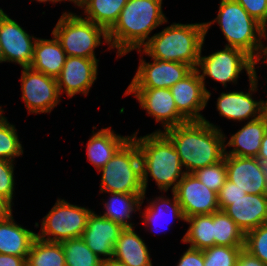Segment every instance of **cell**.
I'll return each mask as SVG.
<instances>
[{
	"mask_svg": "<svg viewBox=\"0 0 267 266\" xmlns=\"http://www.w3.org/2000/svg\"><path fill=\"white\" fill-rule=\"evenodd\" d=\"M163 133L174 144L186 173H193L224 159L225 133L220 126L206 118L202 121H187Z\"/></svg>",
	"mask_w": 267,
	"mask_h": 266,
	"instance_id": "cell-1",
	"label": "cell"
},
{
	"mask_svg": "<svg viewBox=\"0 0 267 266\" xmlns=\"http://www.w3.org/2000/svg\"><path fill=\"white\" fill-rule=\"evenodd\" d=\"M163 0H128L114 26L108 31L111 49L120 58L141 49L157 27L168 22L162 10Z\"/></svg>",
	"mask_w": 267,
	"mask_h": 266,
	"instance_id": "cell-2",
	"label": "cell"
},
{
	"mask_svg": "<svg viewBox=\"0 0 267 266\" xmlns=\"http://www.w3.org/2000/svg\"><path fill=\"white\" fill-rule=\"evenodd\" d=\"M131 134L139 148L144 195L148 188L149 176L155 181L160 192H173L186 172L174 144L163 132H152L144 136ZM172 187V188H171Z\"/></svg>",
	"mask_w": 267,
	"mask_h": 266,
	"instance_id": "cell-3",
	"label": "cell"
},
{
	"mask_svg": "<svg viewBox=\"0 0 267 266\" xmlns=\"http://www.w3.org/2000/svg\"><path fill=\"white\" fill-rule=\"evenodd\" d=\"M217 17L205 23V36L209 28L218 23L227 43L225 47H234L245 51L258 64L265 65L267 56V30L235 0H220ZM264 40V41H263ZM262 60V61H261Z\"/></svg>",
	"mask_w": 267,
	"mask_h": 266,
	"instance_id": "cell-4",
	"label": "cell"
},
{
	"mask_svg": "<svg viewBox=\"0 0 267 266\" xmlns=\"http://www.w3.org/2000/svg\"><path fill=\"white\" fill-rule=\"evenodd\" d=\"M205 37L204 22H174L153 34L141 50L151 59L181 62L196 69Z\"/></svg>",
	"mask_w": 267,
	"mask_h": 266,
	"instance_id": "cell-5",
	"label": "cell"
},
{
	"mask_svg": "<svg viewBox=\"0 0 267 266\" xmlns=\"http://www.w3.org/2000/svg\"><path fill=\"white\" fill-rule=\"evenodd\" d=\"M51 34L58 39L67 56L97 59L95 49L104 43L112 50L108 32L103 27L69 10L62 13Z\"/></svg>",
	"mask_w": 267,
	"mask_h": 266,
	"instance_id": "cell-6",
	"label": "cell"
},
{
	"mask_svg": "<svg viewBox=\"0 0 267 266\" xmlns=\"http://www.w3.org/2000/svg\"><path fill=\"white\" fill-rule=\"evenodd\" d=\"M98 172L100 194H144L139 148L131 137Z\"/></svg>",
	"mask_w": 267,
	"mask_h": 266,
	"instance_id": "cell-7",
	"label": "cell"
},
{
	"mask_svg": "<svg viewBox=\"0 0 267 266\" xmlns=\"http://www.w3.org/2000/svg\"><path fill=\"white\" fill-rule=\"evenodd\" d=\"M200 51V57L196 70L198 71L200 78L203 82L204 88L207 92V101L211 98V92L206 88V78L210 77L213 81L220 82L222 86L227 87V83H238L239 75L246 72L248 81L257 74L256 71L259 66L258 63L245 51L234 48L225 47L222 50L212 52L210 55L202 56V49ZM207 76V77H206Z\"/></svg>",
	"mask_w": 267,
	"mask_h": 266,
	"instance_id": "cell-8",
	"label": "cell"
},
{
	"mask_svg": "<svg viewBox=\"0 0 267 266\" xmlns=\"http://www.w3.org/2000/svg\"><path fill=\"white\" fill-rule=\"evenodd\" d=\"M92 211L87 207L70 204L66 199L57 198L51 210L42 218L37 238L57 243L80 238Z\"/></svg>",
	"mask_w": 267,
	"mask_h": 266,
	"instance_id": "cell-9",
	"label": "cell"
},
{
	"mask_svg": "<svg viewBox=\"0 0 267 266\" xmlns=\"http://www.w3.org/2000/svg\"><path fill=\"white\" fill-rule=\"evenodd\" d=\"M21 98L25 103L28 114L51 113L60 105L61 96L57 79L47 76L30 67H22Z\"/></svg>",
	"mask_w": 267,
	"mask_h": 266,
	"instance_id": "cell-10",
	"label": "cell"
},
{
	"mask_svg": "<svg viewBox=\"0 0 267 266\" xmlns=\"http://www.w3.org/2000/svg\"><path fill=\"white\" fill-rule=\"evenodd\" d=\"M133 94L142 110L153 117L156 123H161L164 130L178 126L187 120L178 112L170 88H127L124 96Z\"/></svg>",
	"mask_w": 267,
	"mask_h": 266,
	"instance_id": "cell-11",
	"label": "cell"
},
{
	"mask_svg": "<svg viewBox=\"0 0 267 266\" xmlns=\"http://www.w3.org/2000/svg\"><path fill=\"white\" fill-rule=\"evenodd\" d=\"M137 52L141 57L139 66L127 88H171L193 70L191 66L181 62L158 59L146 62L141 55L142 50L138 49Z\"/></svg>",
	"mask_w": 267,
	"mask_h": 266,
	"instance_id": "cell-12",
	"label": "cell"
},
{
	"mask_svg": "<svg viewBox=\"0 0 267 266\" xmlns=\"http://www.w3.org/2000/svg\"><path fill=\"white\" fill-rule=\"evenodd\" d=\"M258 77L256 74L249 80L248 92H222L216 101L219 116L235 122L251 121L262 116L267 111V100L253 98L258 91Z\"/></svg>",
	"mask_w": 267,
	"mask_h": 266,
	"instance_id": "cell-13",
	"label": "cell"
},
{
	"mask_svg": "<svg viewBox=\"0 0 267 266\" xmlns=\"http://www.w3.org/2000/svg\"><path fill=\"white\" fill-rule=\"evenodd\" d=\"M36 39L0 8V44L3 62L30 67Z\"/></svg>",
	"mask_w": 267,
	"mask_h": 266,
	"instance_id": "cell-14",
	"label": "cell"
},
{
	"mask_svg": "<svg viewBox=\"0 0 267 266\" xmlns=\"http://www.w3.org/2000/svg\"><path fill=\"white\" fill-rule=\"evenodd\" d=\"M100 59L67 56L60 75L56 78L60 96L66 93L72 98L76 94L88 95L98 75Z\"/></svg>",
	"mask_w": 267,
	"mask_h": 266,
	"instance_id": "cell-15",
	"label": "cell"
},
{
	"mask_svg": "<svg viewBox=\"0 0 267 266\" xmlns=\"http://www.w3.org/2000/svg\"><path fill=\"white\" fill-rule=\"evenodd\" d=\"M173 192L181 205L185 219L220 210L217 193L201 183L192 173H186Z\"/></svg>",
	"mask_w": 267,
	"mask_h": 266,
	"instance_id": "cell-16",
	"label": "cell"
},
{
	"mask_svg": "<svg viewBox=\"0 0 267 266\" xmlns=\"http://www.w3.org/2000/svg\"><path fill=\"white\" fill-rule=\"evenodd\" d=\"M170 90L178 112L187 121L205 119L200 111H203L208 104L207 92L196 69L174 84Z\"/></svg>",
	"mask_w": 267,
	"mask_h": 266,
	"instance_id": "cell-17",
	"label": "cell"
},
{
	"mask_svg": "<svg viewBox=\"0 0 267 266\" xmlns=\"http://www.w3.org/2000/svg\"><path fill=\"white\" fill-rule=\"evenodd\" d=\"M218 204L244 234L267 223V194H245L238 200H218Z\"/></svg>",
	"mask_w": 267,
	"mask_h": 266,
	"instance_id": "cell-18",
	"label": "cell"
},
{
	"mask_svg": "<svg viewBox=\"0 0 267 266\" xmlns=\"http://www.w3.org/2000/svg\"><path fill=\"white\" fill-rule=\"evenodd\" d=\"M227 179L246 194H267L263 163L257 158L225 155Z\"/></svg>",
	"mask_w": 267,
	"mask_h": 266,
	"instance_id": "cell-19",
	"label": "cell"
},
{
	"mask_svg": "<svg viewBox=\"0 0 267 266\" xmlns=\"http://www.w3.org/2000/svg\"><path fill=\"white\" fill-rule=\"evenodd\" d=\"M124 228L92 211L81 236L86 245L102 260L112 258L114 246Z\"/></svg>",
	"mask_w": 267,
	"mask_h": 266,
	"instance_id": "cell-20",
	"label": "cell"
},
{
	"mask_svg": "<svg viewBox=\"0 0 267 266\" xmlns=\"http://www.w3.org/2000/svg\"><path fill=\"white\" fill-rule=\"evenodd\" d=\"M241 127L228 141V137L224 135L225 155L257 158L263 136L267 131V111L259 118L245 122ZM227 147L232 149L228 151Z\"/></svg>",
	"mask_w": 267,
	"mask_h": 266,
	"instance_id": "cell-21",
	"label": "cell"
},
{
	"mask_svg": "<svg viewBox=\"0 0 267 266\" xmlns=\"http://www.w3.org/2000/svg\"><path fill=\"white\" fill-rule=\"evenodd\" d=\"M171 193V199L163 195L156 196L155 199L150 198L149 200L151 201L147 199L148 205L144 207L145 209L143 212H141L142 207L140 206V213L142 214L140 216L142 218L141 223L147 228L146 230H151L158 234V232L165 231L172 223V220L175 221V218L177 220L185 221L181 205L179 204L175 193ZM163 226H165L164 228L166 229H163ZM156 227L159 228L156 229Z\"/></svg>",
	"mask_w": 267,
	"mask_h": 266,
	"instance_id": "cell-22",
	"label": "cell"
},
{
	"mask_svg": "<svg viewBox=\"0 0 267 266\" xmlns=\"http://www.w3.org/2000/svg\"><path fill=\"white\" fill-rule=\"evenodd\" d=\"M95 129L93 126L92 136L86 144V154L88 161L99 171L132 136L117 134L111 126L97 132H94Z\"/></svg>",
	"mask_w": 267,
	"mask_h": 266,
	"instance_id": "cell-23",
	"label": "cell"
},
{
	"mask_svg": "<svg viewBox=\"0 0 267 266\" xmlns=\"http://www.w3.org/2000/svg\"><path fill=\"white\" fill-rule=\"evenodd\" d=\"M13 213L0 220V254L27 257L37 233L18 224Z\"/></svg>",
	"mask_w": 267,
	"mask_h": 266,
	"instance_id": "cell-24",
	"label": "cell"
},
{
	"mask_svg": "<svg viewBox=\"0 0 267 266\" xmlns=\"http://www.w3.org/2000/svg\"><path fill=\"white\" fill-rule=\"evenodd\" d=\"M52 37V39L39 37L36 39L30 68L57 78L65 64L67 55L54 34Z\"/></svg>",
	"mask_w": 267,
	"mask_h": 266,
	"instance_id": "cell-25",
	"label": "cell"
},
{
	"mask_svg": "<svg viewBox=\"0 0 267 266\" xmlns=\"http://www.w3.org/2000/svg\"><path fill=\"white\" fill-rule=\"evenodd\" d=\"M149 251L134 227L124 228L114 246L113 257L126 266H153Z\"/></svg>",
	"mask_w": 267,
	"mask_h": 266,
	"instance_id": "cell-26",
	"label": "cell"
},
{
	"mask_svg": "<svg viewBox=\"0 0 267 266\" xmlns=\"http://www.w3.org/2000/svg\"><path fill=\"white\" fill-rule=\"evenodd\" d=\"M144 194H126L109 192L108 200L103 199V214L100 215L120 224L123 228H132L135 223L131 222L133 213L140 211L145 198ZM134 223V224H133Z\"/></svg>",
	"mask_w": 267,
	"mask_h": 266,
	"instance_id": "cell-27",
	"label": "cell"
},
{
	"mask_svg": "<svg viewBox=\"0 0 267 266\" xmlns=\"http://www.w3.org/2000/svg\"><path fill=\"white\" fill-rule=\"evenodd\" d=\"M189 227L181 241L188 247L204 250L214 246V213L193 215L185 219Z\"/></svg>",
	"mask_w": 267,
	"mask_h": 266,
	"instance_id": "cell-28",
	"label": "cell"
},
{
	"mask_svg": "<svg viewBox=\"0 0 267 266\" xmlns=\"http://www.w3.org/2000/svg\"><path fill=\"white\" fill-rule=\"evenodd\" d=\"M128 0H87L82 6L85 19L103 27L107 32L117 22Z\"/></svg>",
	"mask_w": 267,
	"mask_h": 266,
	"instance_id": "cell-29",
	"label": "cell"
},
{
	"mask_svg": "<svg viewBox=\"0 0 267 266\" xmlns=\"http://www.w3.org/2000/svg\"><path fill=\"white\" fill-rule=\"evenodd\" d=\"M27 266H66L61 243L36 238L27 256Z\"/></svg>",
	"mask_w": 267,
	"mask_h": 266,
	"instance_id": "cell-30",
	"label": "cell"
},
{
	"mask_svg": "<svg viewBox=\"0 0 267 266\" xmlns=\"http://www.w3.org/2000/svg\"><path fill=\"white\" fill-rule=\"evenodd\" d=\"M244 232L223 211L214 212V245L244 247Z\"/></svg>",
	"mask_w": 267,
	"mask_h": 266,
	"instance_id": "cell-31",
	"label": "cell"
},
{
	"mask_svg": "<svg viewBox=\"0 0 267 266\" xmlns=\"http://www.w3.org/2000/svg\"><path fill=\"white\" fill-rule=\"evenodd\" d=\"M64 253L66 266H100L99 258L80 238H73L60 242Z\"/></svg>",
	"mask_w": 267,
	"mask_h": 266,
	"instance_id": "cell-32",
	"label": "cell"
},
{
	"mask_svg": "<svg viewBox=\"0 0 267 266\" xmlns=\"http://www.w3.org/2000/svg\"><path fill=\"white\" fill-rule=\"evenodd\" d=\"M3 113L4 109L0 106V159L15 162L16 157L24 154V149L15 125L11 124Z\"/></svg>",
	"mask_w": 267,
	"mask_h": 266,
	"instance_id": "cell-33",
	"label": "cell"
},
{
	"mask_svg": "<svg viewBox=\"0 0 267 266\" xmlns=\"http://www.w3.org/2000/svg\"><path fill=\"white\" fill-rule=\"evenodd\" d=\"M244 247L214 245L203 250L204 266H236L239 253Z\"/></svg>",
	"mask_w": 267,
	"mask_h": 266,
	"instance_id": "cell-34",
	"label": "cell"
},
{
	"mask_svg": "<svg viewBox=\"0 0 267 266\" xmlns=\"http://www.w3.org/2000/svg\"><path fill=\"white\" fill-rule=\"evenodd\" d=\"M192 174L210 190L218 194L227 179L225 156L222 161L197 169Z\"/></svg>",
	"mask_w": 267,
	"mask_h": 266,
	"instance_id": "cell-35",
	"label": "cell"
},
{
	"mask_svg": "<svg viewBox=\"0 0 267 266\" xmlns=\"http://www.w3.org/2000/svg\"><path fill=\"white\" fill-rule=\"evenodd\" d=\"M243 249L267 266V223L245 234Z\"/></svg>",
	"mask_w": 267,
	"mask_h": 266,
	"instance_id": "cell-36",
	"label": "cell"
},
{
	"mask_svg": "<svg viewBox=\"0 0 267 266\" xmlns=\"http://www.w3.org/2000/svg\"><path fill=\"white\" fill-rule=\"evenodd\" d=\"M15 162L0 159V196L7 200L12 206L15 196Z\"/></svg>",
	"mask_w": 267,
	"mask_h": 266,
	"instance_id": "cell-37",
	"label": "cell"
},
{
	"mask_svg": "<svg viewBox=\"0 0 267 266\" xmlns=\"http://www.w3.org/2000/svg\"><path fill=\"white\" fill-rule=\"evenodd\" d=\"M267 30V0H235Z\"/></svg>",
	"mask_w": 267,
	"mask_h": 266,
	"instance_id": "cell-38",
	"label": "cell"
},
{
	"mask_svg": "<svg viewBox=\"0 0 267 266\" xmlns=\"http://www.w3.org/2000/svg\"><path fill=\"white\" fill-rule=\"evenodd\" d=\"M176 264L177 266H204L203 250L188 247Z\"/></svg>",
	"mask_w": 267,
	"mask_h": 266,
	"instance_id": "cell-39",
	"label": "cell"
},
{
	"mask_svg": "<svg viewBox=\"0 0 267 266\" xmlns=\"http://www.w3.org/2000/svg\"><path fill=\"white\" fill-rule=\"evenodd\" d=\"M245 194L246 192L244 190H241L232 181L226 179L225 184L222 186L217 196L218 200H238L244 197Z\"/></svg>",
	"mask_w": 267,
	"mask_h": 266,
	"instance_id": "cell-40",
	"label": "cell"
},
{
	"mask_svg": "<svg viewBox=\"0 0 267 266\" xmlns=\"http://www.w3.org/2000/svg\"><path fill=\"white\" fill-rule=\"evenodd\" d=\"M236 266H266L260 259L242 249L237 258Z\"/></svg>",
	"mask_w": 267,
	"mask_h": 266,
	"instance_id": "cell-41",
	"label": "cell"
},
{
	"mask_svg": "<svg viewBox=\"0 0 267 266\" xmlns=\"http://www.w3.org/2000/svg\"><path fill=\"white\" fill-rule=\"evenodd\" d=\"M0 266H27V257L0 254Z\"/></svg>",
	"mask_w": 267,
	"mask_h": 266,
	"instance_id": "cell-42",
	"label": "cell"
},
{
	"mask_svg": "<svg viewBox=\"0 0 267 266\" xmlns=\"http://www.w3.org/2000/svg\"><path fill=\"white\" fill-rule=\"evenodd\" d=\"M12 212V205L0 196V220L8 217Z\"/></svg>",
	"mask_w": 267,
	"mask_h": 266,
	"instance_id": "cell-43",
	"label": "cell"
},
{
	"mask_svg": "<svg viewBox=\"0 0 267 266\" xmlns=\"http://www.w3.org/2000/svg\"><path fill=\"white\" fill-rule=\"evenodd\" d=\"M257 159L261 162L264 163L267 161V131L265 132L261 146H260V151L259 154L257 155Z\"/></svg>",
	"mask_w": 267,
	"mask_h": 266,
	"instance_id": "cell-44",
	"label": "cell"
},
{
	"mask_svg": "<svg viewBox=\"0 0 267 266\" xmlns=\"http://www.w3.org/2000/svg\"><path fill=\"white\" fill-rule=\"evenodd\" d=\"M100 266H126V265L121 261L116 260L114 257H112L102 260Z\"/></svg>",
	"mask_w": 267,
	"mask_h": 266,
	"instance_id": "cell-45",
	"label": "cell"
},
{
	"mask_svg": "<svg viewBox=\"0 0 267 266\" xmlns=\"http://www.w3.org/2000/svg\"><path fill=\"white\" fill-rule=\"evenodd\" d=\"M64 1H69L71 4L73 3V5H75L74 7L76 8L79 7V8H82V6L87 2V0H60V3Z\"/></svg>",
	"mask_w": 267,
	"mask_h": 266,
	"instance_id": "cell-46",
	"label": "cell"
},
{
	"mask_svg": "<svg viewBox=\"0 0 267 266\" xmlns=\"http://www.w3.org/2000/svg\"><path fill=\"white\" fill-rule=\"evenodd\" d=\"M33 1H37V2H39V3H45L46 4V2L47 3H52V4H58V2L60 3V0H33Z\"/></svg>",
	"mask_w": 267,
	"mask_h": 266,
	"instance_id": "cell-47",
	"label": "cell"
},
{
	"mask_svg": "<svg viewBox=\"0 0 267 266\" xmlns=\"http://www.w3.org/2000/svg\"><path fill=\"white\" fill-rule=\"evenodd\" d=\"M263 171H264L266 178H267V161L263 163Z\"/></svg>",
	"mask_w": 267,
	"mask_h": 266,
	"instance_id": "cell-48",
	"label": "cell"
},
{
	"mask_svg": "<svg viewBox=\"0 0 267 266\" xmlns=\"http://www.w3.org/2000/svg\"><path fill=\"white\" fill-rule=\"evenodd\" d=\"M0 63H3V55H2L1 44H0Z\"/></svg>",
	"mask_w": 267,
	"mask_h": 266,
	"instance_id": "cell-49",
	"label": "cell"
}]
</instances>
